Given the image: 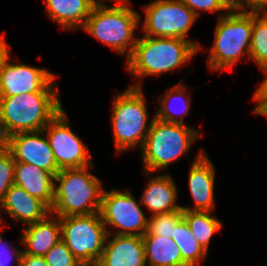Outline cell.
Here are the masks:
<instances>
[{
    "instance_id": "2",
    "label": "cell",
    "mask_w": 267,
    "mask_h": 266,
    "mask_svg": "<svg viewBox=\"0 0 267 266\" xmlns=\"http://www.w3.org/2000/svg\"><path fill=\"white\" fill-rule=\"evenodd\" d=\"M201 50L200 45L182 38L145 36L139 38L126 69L134 78L161 75L179 68Z\"/></svg>"
},
{
    "instance_id": "28",
    "label": "cell",
    "mask_w": 267,
    "mask_h": 266,
    "mask_svg": "<svg viewBox=\"0 0 267 266\" xmlns=\"http://www.w3.org/2000/svg\"><path fill=\"white\" fill-rule=\"evenodd\" d=\"M43 257L48 266H82L62 240Z\"/></svg>"
},
{
    "instance_id": "14",
    "label": "cell",
    "mask_w": 267,
    "mask_h": 266,
    "mask_svg": "<svg viewBox=\"0 0 267 266\" xmlns=\"http://www.w3.org/2000/svg\"><path fill=\"white\" fill-rule=\"evenodd\" d=\"M193 162L188 179V186L194 206H181L183 211L212 212L214 200L215 168L204 149L199 151Z\"/></svg>"
},
{
    "instance_id": "23",
    "label": "cell",
    "mask_w": 267,
    "mask_h": 266,
    "mask_svg": "<svg viewBox=\"0 0 267 266\" xmlns=\"http://www.w3.org/2000/svg\"><path fill=\"white\" fill-rule=\"evenodd\" d=\"M171 238L180 249L182 261L187 266L199 265L207 257V251L197 242L184 219L176 225Z\"/></svg>"
},
{
    "instance_id": "24",
    "label": "cell",
    "mask_w": 267,
    "mask_h": 266,
    "mask_svg": "<svg viewBox=\"0 0 267 266\" xmlns=\"http://www.w3.org/2000/svg\"><path fill=\"white\" fill-rule=\"evenodd\" d=\"M211 212L183 211V219L197 242L208 251L212 235L222 227L221 221L212 217Z\"/></svg>"
},
{
    "instance_id": "5",
    "label": "cell",
    "mask_w": 267,
    "mask_h": 266,
    "mask_svg": "<svg viewBox=\"0 0 267 266\" xmlns=\"http://www.w3.org/2000/svg\"><path fill=\"white\" fill-rule=\"evenodd\" d=\"M199 132L185 124L168 123L153 117L152 125L141 148L146 175L185 155L199 137Z\"/></svg>"
},
{
    "instance_id": "6",
    "label": "cell",
    "mask_w": 267,
    "mask_h": 266,
    "mask_svg": "<svg viewBox=\"0 0 267 266\" xmlns=\"http://www.w3.org/2000/svg\"><path fill=\"white\" fill-rule=\"evenodd\" d=\"M252 29L253 13L229 11L220 14L208 57L210 71L232 70L245 54L249 57Z\"/></svg>"
},
{
    "instance_id": "17",
    "label": "cell",
    "mask_w": 267,
    "mask_h": 266,
    "mask_svg": "<svg viewBox=\"0 0 267 266\" xmlns=\"http://www.w3.org/2000/svg\"><path fill=\"white\" fill-rule=\"evenodd\" d=\"M14 184L40 199L49 209L54 202L55 176L35 165L16 162Z\"/></svg>"
},
{
    "instance_id": "4",
    "label": "cell",
    "mask_w": 267,
    "mask_h": 266,
    "mask_svg": "<svg viewBox=\"0 0 267 266\" xmlns=\"http://www.w3.org/2000/svg\"><path fill=\"white\" fill-rule=\"evenodd\" d=\"M129 3L127 0L111 7L96 3L82 28L122 56L127 53L126 60L137 43L134 30L141 19L138 12L129 8Z\"/></svg>"
},
{
    "instance_id": "25",
    "label": "cell",
    "mask_w": 267,
    "mask_h": 266,
    "mask_svg": "<svg viewBox=\"0 0 267 266\" xmlns=\"http://www.w3.org/2000/svg\"><path fill=\"white\" fill-rule=\"evenodd\" d=\"M249 58L260 69L267 67V13H253V29Z\"/></svg>"
},
{
    "instance_id": "35",
    "label": "cell",
    "mask_w": 267,
    "mask_h": 266,
    "mask_svg": "<svg viewBox=\"0 0 267 266\" xmlns=\"http://www.w3.org/2000/svg\"><path fill=\"white\" fill-rule=\"evenodd\" d=\"M12 46L6 43L4 36L0 35V65L1 62L5 59L7 54L9 53V49H11Z\"/></svg>"
},
{
    "instance_id": "31",
    "label": "cell",
    "mask_w": 267,
    "mask_h": 266,
    "mask_svg": "<svg viewBox=\"0 0 267 266\" xmlns=\"http://www.w3.org/2000/svg\"><path fill=\"white\" fill-rule=\"evenodd\" d=\"M247 7H250L249 10L245 9ZM239 11L250 13H267V0H239Z\"/></svg>"
},
{
    "instance_id": "34",
    "label": "cell",
    "mask_w": 267,
    "mask_h": 266,
    "mask_svg": "<svg viewBox=\"0 0 267 266\" xmlns=\"http://www.w3.org/2000/svg\"><path fill=\"white\" fill-rule=\"evenodd\" d=\"M265 74L266 78L263 80L261 85L255 91L253 97H267V67L261 69Z\"/></svg>"
},
{
    "instance_id": "12",
    "label": "cell",
    "mask_w": 267,
    "mask_h": 266,
    "mask_svg": "<svg viewBox=\"0 0 267 266\" xmlns=\"http://www.w3.org/2000/svg\"><path fill=\"white\" fill-rule=\"evenodd\" d=\"M10 59L8 53L0 65V97L31 92H57L55 74L45 68L10 63Z\"/></svg>"
},
{
    "instance_id": "15",
    "label": "cell",
    "mask_w": 267,
    "mask_h": 266,
    "mask_svg": "<svg viewBox=\"0 0 267 266\" xmlns=\"http://www.w3.org/2000/svg\"><path fill=\"white\" fill-rule=\"evenodd\" d=\"M109 236L96 266H146L142 236L114 234L111 240Z\"/></svg>"
},
{
    "instance_id": "36",
    "label": "cell",
    "mask_w": 267,
    "mask_h": 266,
    "mask_svg": "<svg viewBox=\"0 0 267 266\" xmlns=\"http://www.w3.org/2000/svg\"><path fill=\"white\" fill-rule=\"evenodd\" d=\"M229 11H239V0H220Z\"/></svg>"
},
{
    "instance_id": "11",
    "label": "cell",
    "mask_w": 267,
    "mask_h": 266,
    "mask_svg": "<svg viewBox=\"0 0 267 266\" xmlns=\"http://www.w3.org/2000/svg\"><path fill=\"white\" fill-rule=\"evenodd\" d=\"M53 151L58 168H81L93 165L88 146L70 129L64 109L59 112L43 129Z\"/></svg>"
},
{
    "instance_id": "20",
    "label": "cell",
    "mask_w": 267,
    "mask_h": 266,
    "mask_svg": "<svg viewBox=\"0 0 267 266\" xmlns=\"http://www.w3.org/2000/svg\"><path fill=\"white\" fill-rule=\"evenodd\" d=\"M47 15L67 30L83 28L96 4L93 0H45Z\"/></svg>"
},
{
    "instance_id": "1",
    "label": "cell",
    "mask_w": 267,
    "mask_h": 266,
    "mask_svg": "<svg viewBox=\"0 0 267 266\" xmlns=\"http://www.w3.org/2000/svg\"><path fill=\"white\" fill-rule=\"evenodd\" d=\"M62 110L57 92L0 97V143L15 133L43 130Z\"/></svg>"
},
{
    "instance_id": "33",
    "label": "cell",
    "mask_w": 267,
    "mask_h": 266,
    "mask_svg": "<svg viewBox=\"0 0 267 266\" xmlns=\"http://www.w3.org/2000/svg\"><path fill=\"white\" fill-rule=\"evenodd\" d=\"M253 99L258 102L253 113L267 117V97H253Z\"/></svg>"
},
{
    "instance_id": "32",
    "label": "cell",
    "mask_w": 267,
    "mask_h": 266,
    "mask_svg": "<svg viewBox=\"0 0 267 266\" xmlns=\"http://www.w3.org/2000/svg\"><path fill=\"white\" fill-rule=\"evenodd\" d=\"M17 266H48L43 256H34L21 253L20 261Z\"/></svg>"
},
{
    "instance_id": "7",
    "label": "cell",
    "mask_w": 267,
    "mask_h": 266,
    "mask_svg": "<svg viewBox=\"0 0 267 266\" xmlns=\"http://www.w3.org/2000/svg\"><path fill=\"white\" fill-rule=\"evenodd\" d=\"M112 108L111 122L116 151L121 153L137 145L142 148L153 119L147 125L149 115L140 81L116 95Z\"/></svg>"
},
{
    "instance_id": "3",
    "label": "cell",
    "mask_w": 267,
    "mask_h": 266,
    "mask_svg": "<svg viewBox=\"0 0 267 266\" xmlns=\"http://www.w3.org/2000/svg\"><path fill=\"white\" fill-rule=\"evenodd\" d=\"M92 167L61 169L55 175L51 214L66 217L100 212L104 190L98 177L88 171Z\"/></svg>"
},
{
    "instance_id": "29",
    "label": "cell",
    "mask_w": 267,
    "mask_h": 266,
    "mask_svg": "<svg viewBox=\"0 0 267 266\" xmlns=\"http://www.w3.org/2000/svg\"><path fill=\"white\" fill-rule=\"evenodd\" d=\"M181 1L197 16H199L198 11L200 10L208 12L224 10V13L229 12V10L220 2V0H181Z\"/></svg>"
},
{
    "instance_id": "27",
    "label": "cell",
    "mask_w": 267,
    "mask_h": 266,
    "mask_svg": "<svg viewBox=\"0 0 267 266\" xmlns=\"http://www.w3.org/2000/svg\"><path fill=\"white\" fill-rule=\"evenodd\" d=\"M15 164L12 153L0 143V203L5 193L14 185Z\"/></svg>"
},
{
    "instance_id": "10",
    "label": "cell",
    "mask_w": 267,
    "mask_h": 266,
    "mask_svg": "<svg viewBox=\"0 0 267 266\" xmlns=\"http://www.w3.org/2000/svg\"><path fill=\"white\" fill-rule=\"evenodd\" d=\"M99 213L108 234L107 225L118 229L116 235L143 236L147 231L148 218L130 191H103Z\"/></svg>"
},
{
    "instance_id": "26",
    "label": "cell",
    "mask_w": 267,
    "mask_h": 266,
    "mask_svg": "<svg viewBox=\"0 0 267 266\" xmlns=\"http://www.w3.org/2000/svg\"><path fill=\"white\" fill-rule=\"evenodd\" d=\"M183 219V210L157 213L151 215L148 219L147 231L145 234H151L156 236H165V238H171L176 225Z\"/></svg>"
},
{
    "instance_id": "22",
    "label": "cell",
    "mask_w": 267,
    "mask_h": 266,
    "mask_svg": "<svg viewBox=\"0 0 267 266\" xmlns=\"http://www.w3.org/2000/svg\"><path fill=\"white\" fill-rule=\"evenodd\" d=\"M186 87L182 85V81L177 83L174 87L169 89V91L159 100L160 107H158L157 112L154 117L158 120L168 122V123H178L184 124L183 116L190 111L191 98H185L184 95ZM184 101H183V100ZM172 102H175L172 107ZM180 102L183 104H180ZM179 103V104H178ZM182 105L180 108H176V105ZM178 109V110H177ZM180 115V118L177 114ZM177 115V116H176ZM182 116V117H181Z\"/></svg>"
},
{
    "instance_id": "30",
    "label": "cell",
    "mask_w": 267,
    "mask_h": 266,
    "mask_svg": "<svg viewBox=\"0 0 267 266\" xmlns=\"http://www.w3.org/2000/svg\"><path fill=\"white\" fill-rule=\"evenodd\" d=\"M2 239V235H0V266H7L8 263L12 261L13 257L16 258L15 260L17 261V264H19L22 250L10 247L11 245L6 244Z\"/></svg>"
},
{
    "instance_id": "21",
    "label": "cell",
    "mask_w": 267,
    "mask_h": 266,
    "mask_svg": "<svg viewBox=\"0 0 267 266\" xmlns=\"http://www.w3.org/2000/svg\"><path fill=\"white\" fill-rule=\"evenodd\" d=\"M146 266H187L181 251L172 238L144 234Z\"/></svg>"
},
{
    "instance_id": "8",
    "label": "cell",
    "mask_w": 267,
    "mask_h": 266,
    "mask_svg": "<svg viewBox=\"0 0 267 266\" xmlns=\"http://www.w3.org/2000/svg\"><path fill=\"white\" fill-rule=\"evenodd\" d=\"M61 240L82 266H96L108 235L99 212L59 217Z\"/></svg>"
},
{
    "instance_id": "19",
    "label": "cell",
    "mask_w": 267,
    "mask_h": 266,
    "mask_svg": "<svg viewBox=\"0 0 267 266\" xmlns=\"http://www.w3.org/2000/svg\"><path fill=\"white\" fill-rule=\"evenodd\" d=\"M177 193V186L168 174L150 177L140 204L146 205L152 215L178 211L181 206L176 204Z\"/></svg>"
},
{
    "instance_id": "9",
    "label": "cell",
    "mask_w": 267,
    "mask_h": 266,
    "mask_svg": "<svg viewBox=\"0 0 267 266\" xmlns=\"http://www.w3.org/2000/svg\"><path fill=\"white\" fill-rule=\"evenodd\" d=\"M142 32L149 37L187 39L197 15L181 0H155L143 7Z\"/></svg>"
},
{
    "instance_id": "18",
    "label": "cell",
    "mask_w": 267,
    "mask_h": 266,
    "mask_svg": "<svg viewBox=\"0 0 267 266\" xmlns=\"http://www.w3.org/2000/svg\"><path fill=\"white\" fill-rule=\"evenodd\" d=\"M21 239V243L26 247L22 253L44 256L61 240L59 217L49 213L44 219L28 224Z\"/></svg>"
},
{
    "instance_id": "13",
    "label": "cell",
    "mask_w": 267,
    "mask_h": 266,
    "mask_svg": "<svg viewBox=\"0 0 267 266\" xmlns=\"http://www.w3.org/2000/svg\"><path fill=\"white\" fill-rule=\"evenodd\" d=\"M44 131L15 133L2 143L12 153L16 162L28 163L42 168L54 176L60 171Z\"/></svg>"
},
{
    "instance_id": "16",
    "label": "cell",
    "mask_w": 267,
    "mask_h": 266,
    "mask_svg": "<svg viewBox=\"0 0 267 266\" xmlns=\"http://www.w3.org/2000/svg\"><path fill=\"white\" fill-rule=\"evenodd\" d=\"M6 211L16 222L28 225L44 219L50 209L40 200L30 195L23 188L12 185L0 203V210Z\"/></svg>"
},
{
    "instance_id": "37",
    "label": "cell",
    "mask_w": 267,
    "mask_h": 266,
    "mask_svg": "<svg viewBox=\"0 0 267 266\" xmlns=\"http://www.w3.org/2000/svg\"><path fill=\"white\" fill-rule=\"evenodd\" d=\"M95 3H102L101 1H98V0H93ZM109 1H114V2H116V3H121V2H125V1H127V0H109Z\"/></svg>"
}]
</instances>
